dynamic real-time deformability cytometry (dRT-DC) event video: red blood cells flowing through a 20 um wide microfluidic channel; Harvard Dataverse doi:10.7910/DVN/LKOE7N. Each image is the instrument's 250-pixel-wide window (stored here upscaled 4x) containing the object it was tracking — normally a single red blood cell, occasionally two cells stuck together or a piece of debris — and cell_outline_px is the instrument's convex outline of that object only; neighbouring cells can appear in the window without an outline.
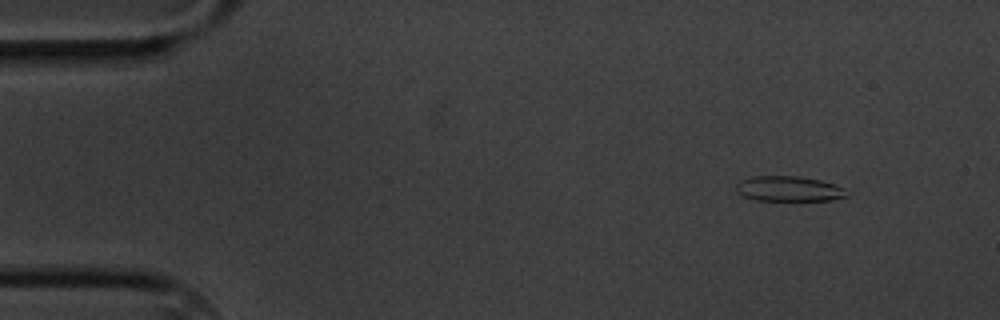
{"species": "common noctule bat (a hibernating species)", "species_latin": "Nyctalus noctula", "temperature_condition": "cold", "stored_images_in_passage": 5, "camera_frame_rate_fps": 3000, "um_per_image_px": 0.085, "animal": {"sex": "male", "body_mass_g": 20.1, "forearm_length_mm": 53.5}, "frame": {"image": 1, "passage_image": 2, "time_ms": 1.333, "image_size_px": [1000, 320], "cell_outline_px": [[848, 196], [832, 200], [752, 200], [736, 192], [736, 184], [740, 180], [752, 176], [800, 176], [820, 180], [836, 184], [844, 188]], "centroid_in_image_um": [67.03, 16.04], "position_along_channel_um": 18.0, "area_um2": 16.36}}
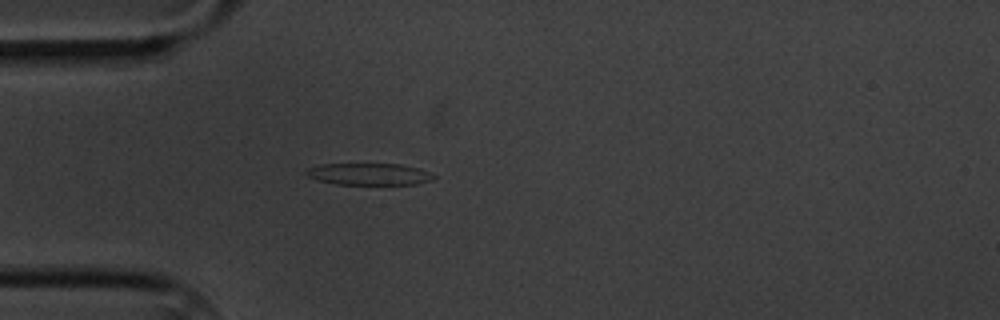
{"frame": {"image": 2, "passage_image": 5, "time_ms": 4.667, "image_size_px": [1000, 320], "cell_outline_px": [[436, 176], [432, 180], [416, 184], [336, 184], [316, 180], [308, 176], [304, 172], [308, 168], [320, 164], [400, 164], [420, 168], [432, 172]], "centroid_in_image_um": [31.39, 14.79], "position_along_channel_um": 53.6, "area_um2": 16.3}}